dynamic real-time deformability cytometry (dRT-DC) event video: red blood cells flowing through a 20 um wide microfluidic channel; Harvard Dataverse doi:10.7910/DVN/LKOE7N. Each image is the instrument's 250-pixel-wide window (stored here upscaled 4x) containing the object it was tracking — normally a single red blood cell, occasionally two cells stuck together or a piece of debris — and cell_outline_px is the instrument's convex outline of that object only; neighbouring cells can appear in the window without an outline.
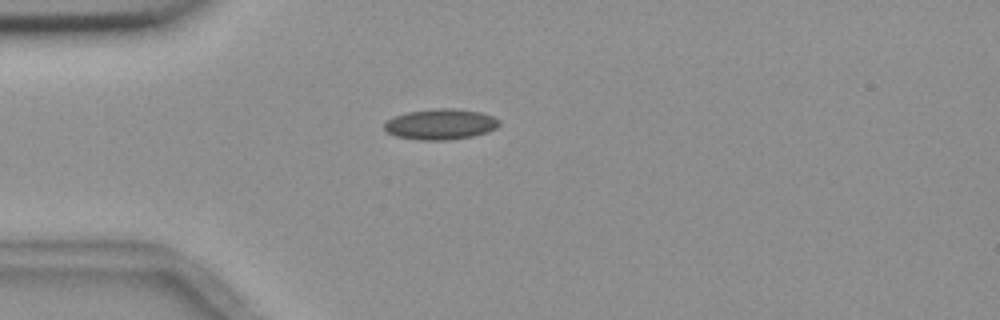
{"species": "common noctule bat (a hibernating species)", "species_latin": "Nyctalus noctula", "temperature_condition": "room temperature", "stored_images_in_passage": 4, "camera_frame_rate_fps": 3000, "um_per_image_px": 0.085, "animal": {"sex": "female", "body_mass_g": 18.4}, "frame": {"image": 1, "passage_image": 2, "time_ms": 1.333, "image_size_px": [1000, 320], "cell_outline_px": [[500, 124], [496, 128], [488, 132], [472, 136], [448, 140], [420, 140], [396, 136], [388, 132], [384, 128], [384, 124], [388, 120], [396, 116], [408, 112], [432, 108], [452, 108], [480, 112], [492, 116], [500, 120]], "centroid_in_image_um": [37.47, 10.56], "position_along_channel_um": 47.5, "area_um2": 20.46}}